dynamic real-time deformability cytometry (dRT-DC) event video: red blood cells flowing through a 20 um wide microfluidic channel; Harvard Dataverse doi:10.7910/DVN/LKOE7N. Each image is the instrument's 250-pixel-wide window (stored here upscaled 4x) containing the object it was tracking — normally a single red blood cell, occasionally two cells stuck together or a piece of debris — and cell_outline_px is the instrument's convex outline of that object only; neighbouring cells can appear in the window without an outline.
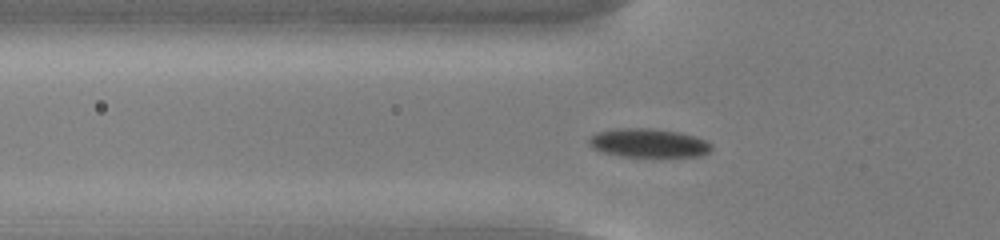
{"species": "common noctule bat (a hibernating species)", "species_latin": "Nyctalus noctula", "temperature_condition": "cold", "stored_images_in_passage": 51, "camera_frame_rate_fps": 3000, "um_per_image_px": 0.085, "animal": {"sex": "male", "body_mass_g": 13.0, "forearm_length_mm": 53.1}, "frame": {"image": 1, "passage_image": 15, "time_ms": 4.667, "image_size_px": [1000, 240], "cell_outline_px": [[712, 148], [704, 156], [660, 160], [620, 156], [604, 152], [592, 148], [588, 144], [588, 140], [596, 132], [616, 128], [652, 128], [680, 132], [696, 136], [712, 144]], "centroid_in_image_um": [55.19, 12.21], "position_along_channel_um": 70.6, "area_um2": 21.79}}
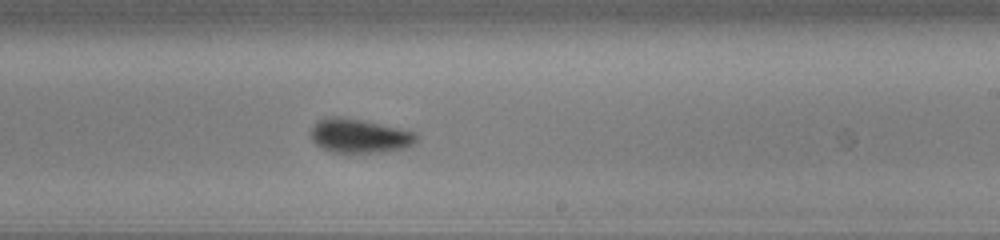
{"frame": {"image": 2, "passage_image": 30, "time_ms": 9.667, "image_size_px": [1000, 240], "cell_outline_px": [[416, 144], [404, 148], [380, 152], [352, 156], [332, 152], [320, 148], [312, 140], [312, 128], [324, 116], [340, 116], [380, 124], [416, 132]], "centroid_in_image_um": [30.53, 11.6], "position_along_channel_um": 258.5, "area_um2": 21.44}}
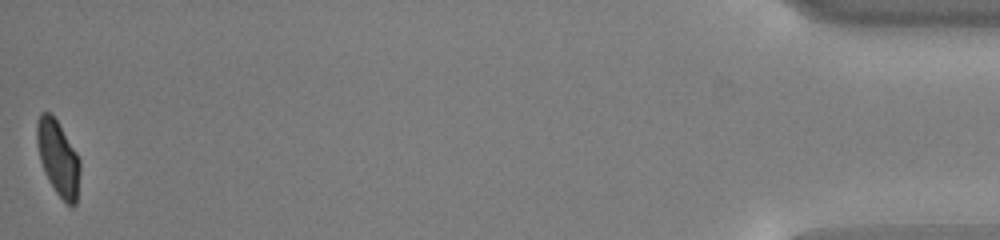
{"frame": {"image": 3, "passage_image": 51, "time_ms": 16.667, "image_size_px": [1000, 240], "cell_outline_px": [[80, 172], [76, 204], [72, 208], [56, 192], [48, 180], [44, 172], [40, 160], [36, 144], [36, 120], [40, 112], [52, 112], [76, 152], [80, 160]], "centroid_in_image_um": [4.92, 13.4], "position_along_channel_um": 430.3, "area_um2": 19.07}, "authors_computed_cell_mechanics": {"area_um2": 20.23, "velocity_mm_per_s": 3.7736, "shape_relaxation_time_tau1_ms": 2.3872, "shape_relaxation_time_tau2_ms": 3.0887, "deformation_change_tau1": 0.1006, "deformation_change_tau2": 0.0458}}